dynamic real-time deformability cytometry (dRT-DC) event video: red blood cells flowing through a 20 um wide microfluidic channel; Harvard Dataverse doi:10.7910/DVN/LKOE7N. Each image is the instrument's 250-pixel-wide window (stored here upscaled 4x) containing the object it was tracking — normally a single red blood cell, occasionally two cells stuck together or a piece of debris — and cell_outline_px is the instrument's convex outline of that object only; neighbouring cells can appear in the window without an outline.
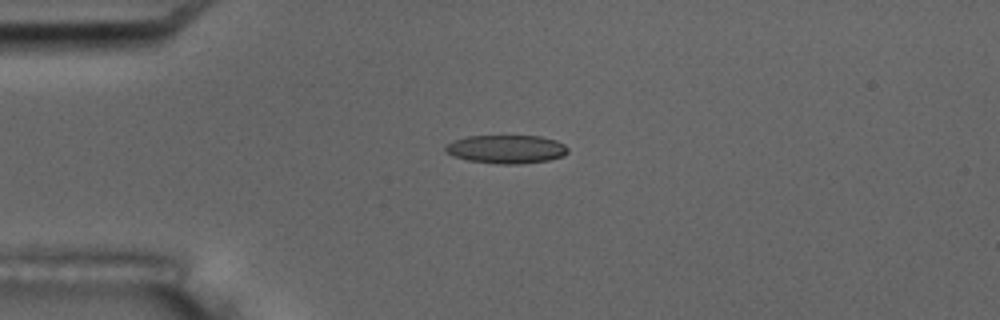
{"species": "common noctule bat (a hibernating species)", "species_latin": "Nyctalus noctula", "temperature_condition": "room temperature", "stored_images_in_passage": 2, "camera_frame_rate_fps": 3000, "um_per_image_px": 0.085, "animal": {"sex": "male", "body_mass_g": 17.5, "forearm_length_mm": 52.3}, "frame": {"image": 1, "passage_image": 1, "time_ms": 0.0, "image_size_px": [1000, 320], "cell_outline_px": [[568, 152], [564, 156], [548, 160], [520, 164], [496, 164], [468, 160], [444, 152], [444, 144], [452, 140], [468, 136], [540, 136], [556, 140], [564, 144], [568, 148]], "centroid_in_image_um": [43.02, 12.68], "position_along_channel_um": 42.0, "area_um2": 20.46}}